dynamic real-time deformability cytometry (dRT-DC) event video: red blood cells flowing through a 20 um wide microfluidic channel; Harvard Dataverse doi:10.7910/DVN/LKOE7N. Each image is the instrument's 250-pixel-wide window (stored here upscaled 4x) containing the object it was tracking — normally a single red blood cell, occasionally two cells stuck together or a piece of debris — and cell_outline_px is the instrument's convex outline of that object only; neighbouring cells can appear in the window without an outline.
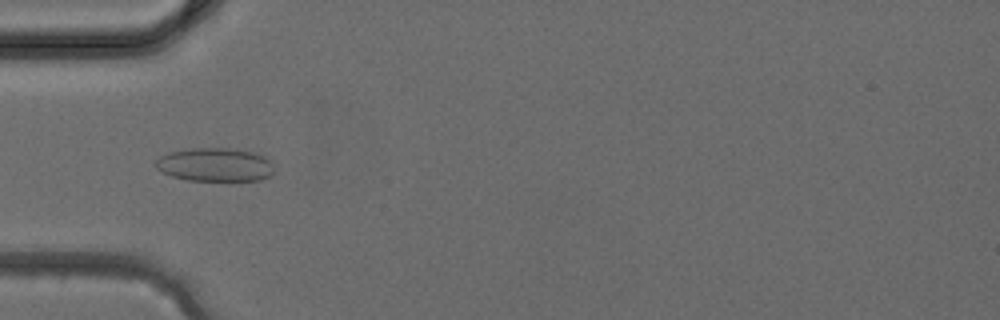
{"species": "common noctule bat (a hibernating species)", "species_latin": "Nyctalus noctula", "temperature_condition": "cold", "stored_images_in_passage": 29, "camera_frame_rate_fps": 3000, "um_per_image_px": 0.085, "animal": {"sex": "female", "body_mass_g": 24.6, "forearm_length_mm": 56.2}, "frame": {"image": 1, "passage_image": 3, "time_ms": 0.667, "image_size_px": [1000, 320], "cell_outline_px": [[272, 172], [268, 176], [260, 180], [188, 180], [172, 176], [160, 172], [156, 168], [156, 160], [160, 156], [168, 152], [192, 148], [228, 148], [252, 152], [264, 156], [272, 164]], "centroid_in_image_um": [18.23, 13.99], "position_along_channel_um": 66.8, "area_um2": 22.95}}
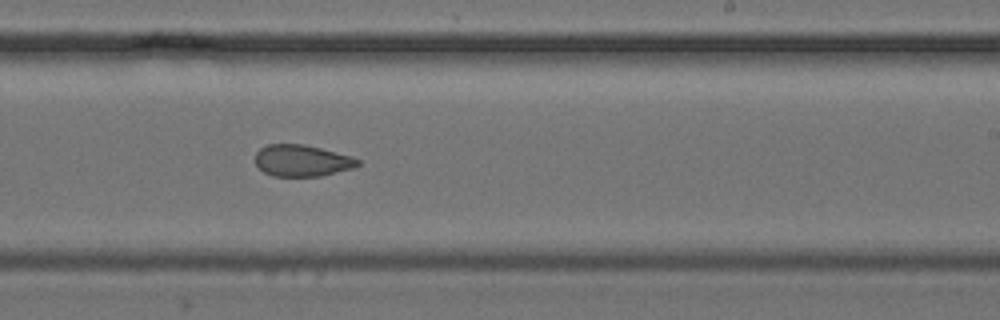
{"frame": {"image": 2, "passage_image": 14, "time_ms": 4.333, "image_size_px": [1000, 320], "cell_outline_px": [[360, 164], [352, 168], [320, 176], [272, 176], [264, 172], [256, 164], [256, 152], [260, 148], [268, 144], [304, 144], [352, 156], [360, 160]], "centroid_in_image_um": [25.66, 13.65], "position_along_channel_um": 263.3, "area_um2": 18.79}}
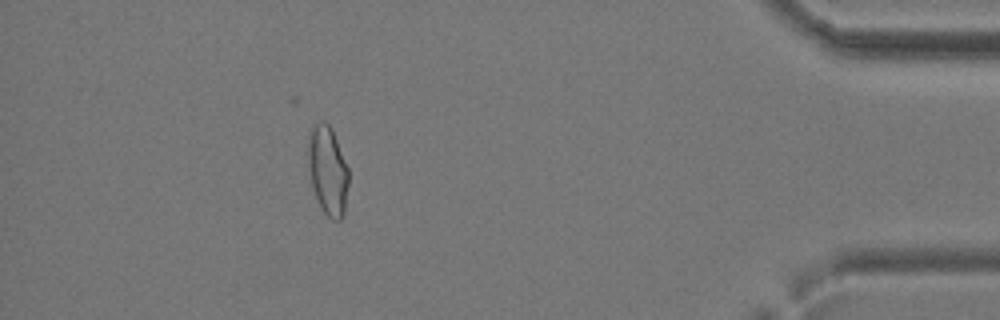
{"frame": {"image": 3, "passage_image": 25, "time_ms": 8.0, "image_size_px": [1000, 320], "cell_outline_px": [[348, 184], [344, 216], [340, 220], [332, 220], [320, 208], [312, 184], [308, 164], [308, 136], [312, 124], [320, 120], [324, 120], [332, 128], [348, 168]], "centroid_in_image_um": [27.85, 14.46], "position_along_channel_um": 407.3, "area_um2": 21.15}}